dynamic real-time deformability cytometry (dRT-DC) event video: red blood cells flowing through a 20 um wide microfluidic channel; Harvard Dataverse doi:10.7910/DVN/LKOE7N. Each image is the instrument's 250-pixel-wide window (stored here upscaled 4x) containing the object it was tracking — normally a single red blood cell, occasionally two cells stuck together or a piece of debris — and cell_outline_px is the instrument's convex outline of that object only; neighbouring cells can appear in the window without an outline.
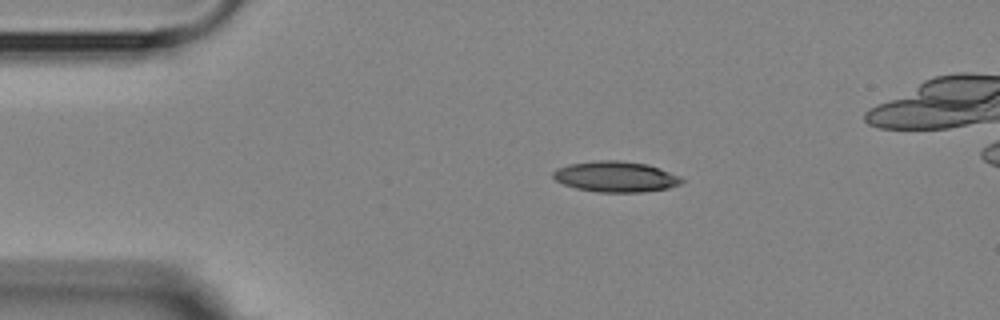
{"species": "Egyptian fruit bat (a non-hibernating species)", "species_latin": "Rousettus aegyptiacus", "temperature_condition": "room temperature", "stored_images_in_passage": 4, "camera_frame_rate_fps": 3000, "um_per_image_px": 0.085, "animal": {"sex": "female"}, "frame": {"image": 1, "passage_image": 1, "time_ms": 0.0, "image_size_px": [1000, 320], "cell_outline_px": [[684, 180], [680, 184], [668, 188], [644, 192], [596, 192], [576, 188], [564, 184], [556, 180], [552, 176], [552, 172], [556, 168], [568, 164], [600, 160], [616, 160], [648, 164], [660, 168], [680, 176]], "centroid_in_image_um": [52.33, 15.01], "position_along_channel_um": 32.7, "area_um2": 23.06}}
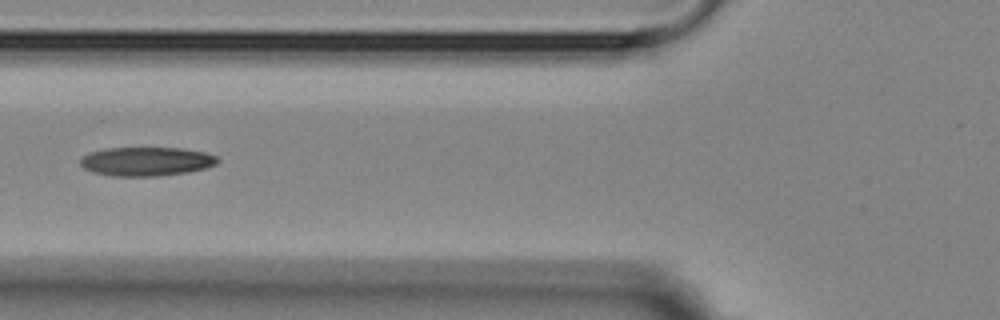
{"frame": {"image": 2, "passage_image": 4, "time_ms": 3.333, "image_size_px": [1000, 320], "cell_outline_px": [[220, 160], [216, 164], [204, 168], [188, 172], [160, 176], [112, 176], [92, 172], [84, 168], [80, 164], [80, 160], [84, 156], [92, 152], [108, 148], [180, 148], [204, 152], [216, 156]], "centroid_in_image_um": [12.45, 13.73], "position_along_channel_um": 113.4, "area_um2": 23.0}}